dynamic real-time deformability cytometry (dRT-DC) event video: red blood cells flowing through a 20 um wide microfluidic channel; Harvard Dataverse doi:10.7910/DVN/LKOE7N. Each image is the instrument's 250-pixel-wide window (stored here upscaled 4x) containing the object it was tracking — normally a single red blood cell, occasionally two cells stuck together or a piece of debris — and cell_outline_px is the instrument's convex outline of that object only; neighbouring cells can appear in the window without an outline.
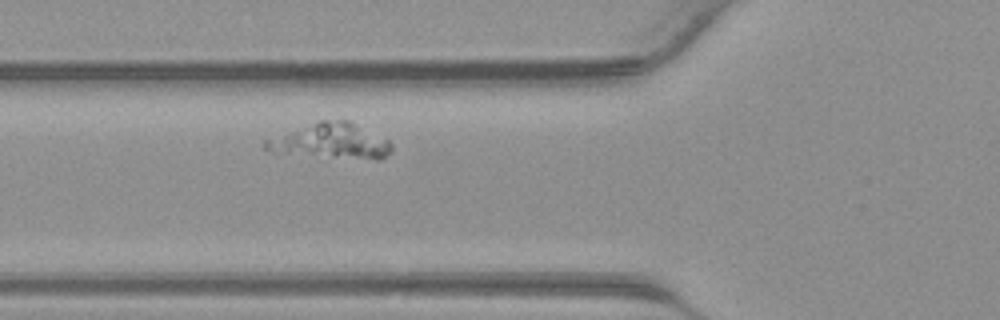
{"species": "common noctule bat (a hibernating species)", "species_latin": "Nyctalus noctula", "temperature_condition": "warm", "stored_images_in_passage": 28, "camera_frame_rate_fps": 3000, "um_per_image_px": 0.085, "animal": {"sex": "male", "body_mass_g": 23.1, "forearm_length_mm": 52.7}, "frame": {"image": 1, "passage_image": 4, "time_ms": 1.0, "image_size_px": [1000, 320], "cell_outline_px": [[392, 152], [380, 160], [376, 160], [288, 152], [264, 148], [260, 144], [264, 140], [320, 120], [348, 120], [388, 140], [392, 144]], "centroid_in_image_um": [28.22, 11.98], "position_along_channel_um": 97.6, "area_um2": 24.91}}
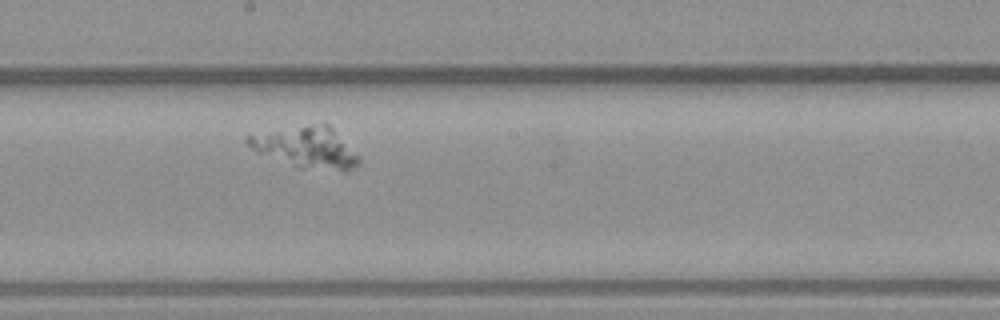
{"frame": {"image": 2, "passage_image": 12, "time_ms": 3.667, "image_size_px": [1000, 320], "cell_outline_px": [[360, 164], [344, 172], [300, 168], [256, 152], [244, 140], [248, 136], [324, 124], [328, 124], [360, 156]], "centroid_in_image_um": [26.13, 12.61], "position_along_channel_um": 222.1, "area_um2": 25.66}}
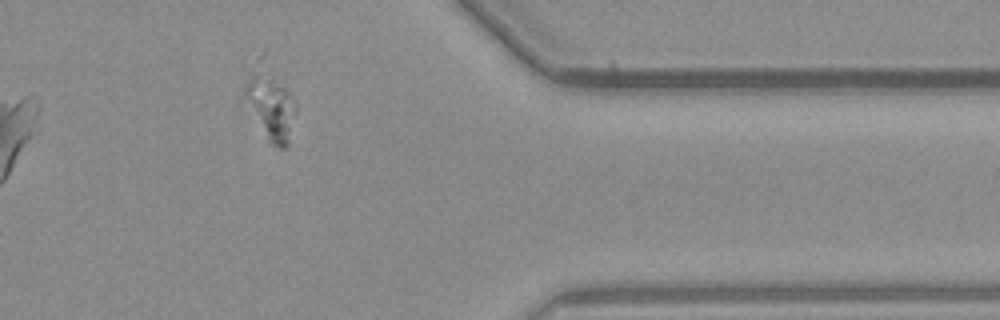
{"frame": {"image": 3, "passage_image": 24, "time_ms": 7.667, "image_size_px": [1000, 320], "cell_outline_px": [[296, 108], [288, 144], [284, 148], [280, 148], [272, 144], [268, 140], [240, 96], [252, 72], [272, 80], [284, 88], [288, 92], [296, 104]], "centroid_in_image_um": [22.97, 9.21], "position_along_channel_um": 388.4, "area_um2": 18.38}}